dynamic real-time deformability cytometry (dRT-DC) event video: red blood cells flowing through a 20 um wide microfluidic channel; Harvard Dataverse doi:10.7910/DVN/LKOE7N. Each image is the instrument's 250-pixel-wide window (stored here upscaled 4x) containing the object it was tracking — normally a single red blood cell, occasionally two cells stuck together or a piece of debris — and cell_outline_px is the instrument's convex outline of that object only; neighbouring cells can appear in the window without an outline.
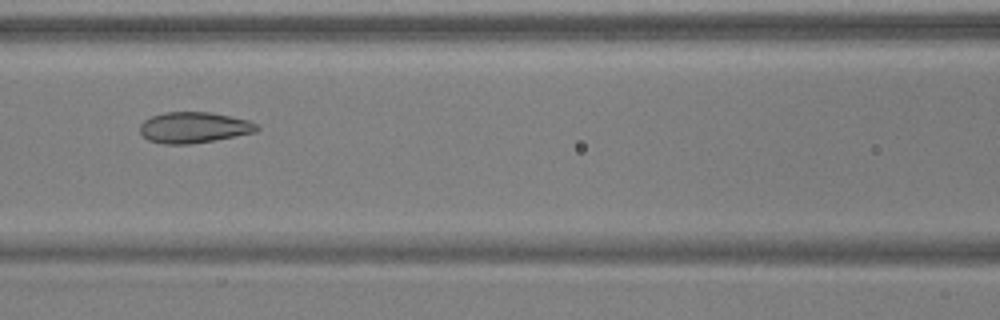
{"species": "common noctule bat (a hibernating species)", "species_latin": "Nyctalus noctula", "temperature_condition": "warm", "stored_images_in_passage": 7, "camera_frame_rate_fps": 3000, "um_per_image_px": 0.085, "animal": {"sex": "male", "body_mass_g": 17.9, "forearm_length_mm": 54.2}, "frame": {"image": 1, "passage_image": 5, "time_ms": 1.333, "image_size_px": [1000, 320], "cell_outline_px": [[260, 128], [256, 132], [212, 140], [188, 144], [164, 144], [148, 140], [140, 132], [140, 124], [144, 120], [152, 116], [164, 112], [208, 112], [248, 120], [256, 124]], "centroid_in_image_um": [16.45, 10.83], "position_along_channel_um": 150.2, "area_um2": 20.81}}
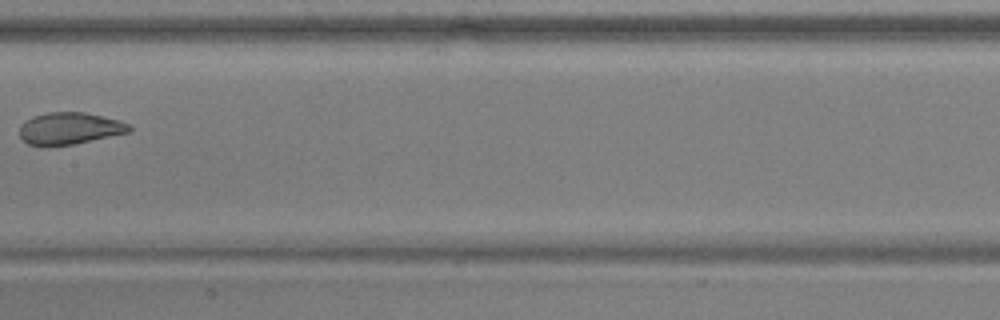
{"frame": {"image": 2, "passage_image": 6, "time_ms": 1.667, "image_size_px": [1000, 320], "cell_outline_px": [[132, 132], [72, 144], [44, 148], [28, 144], [20, 136], [20, 124], [24, 120], [32, 116], [48, 112], [84, 112], [120, 120], [128, 124], [132, 128]], "centroid_in_image_um": [5.88, 10.93], "position_along_channel_um": 201.5, "area_um2": 20.81}}
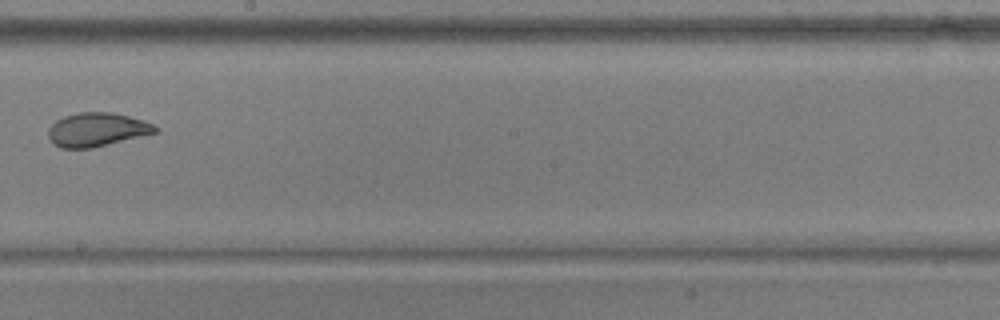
{"frame": {"image": 3, "passage_image": 7, "time_ms": 2.0, "image_size_px": [1000, 320], "cell_outline_px": [[160, 128], [156, 132], [92, 148], [60, 148], [48, 136], [48, 128], [56, 120], [64, 116], [80, 112], [112, 112], [144, 120]], "centroid_in_image_um": [8.23, 11.0], "position_along_channel_um": 240.0, "area_um2": 20.81}}